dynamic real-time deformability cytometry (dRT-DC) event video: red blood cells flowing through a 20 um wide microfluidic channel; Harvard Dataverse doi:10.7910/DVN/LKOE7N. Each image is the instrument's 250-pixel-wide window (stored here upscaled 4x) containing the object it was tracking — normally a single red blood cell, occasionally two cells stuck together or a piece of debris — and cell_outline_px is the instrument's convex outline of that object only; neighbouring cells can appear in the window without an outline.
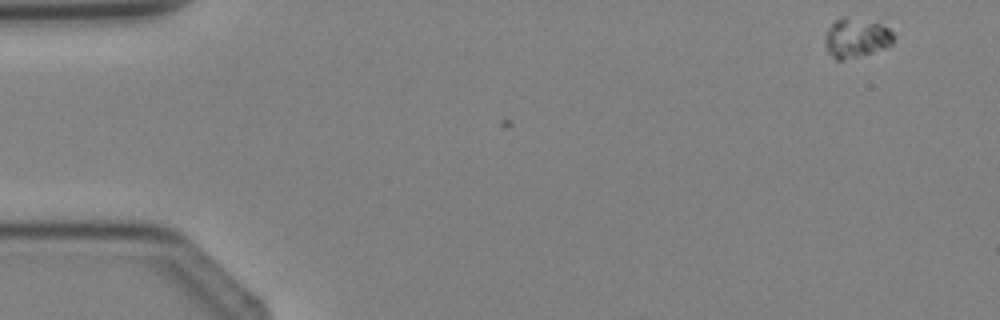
{"species": "Egyptian fruit bat (a non-hibernating species)", "species_latin": "Rousettus aegyptiacus", "temperature_condition": "cold", "stored_images_in_passage": 3, "camera_frame_rate_fps": 3000, "um_per_image_px": 0.085, "animal": {"sex": "female"}, "frame": {"image": 1, "passage_image": 1, "time_ms": 0.0, "image_size_px": [1000, 320], "cell_outline_px": [[896, 36], [892, 44], [884, 48], [872, 52], [844, 60], [836, 60], [828, 52], [824, 40], [824, 36], [828, 28], [840, 16], [844, 16], [876, 20], [888, 28]], "centroid_in_image_um": [72.79, 3.18], "position_along_channel_um": 12.2, "area_um2": 16.13}}